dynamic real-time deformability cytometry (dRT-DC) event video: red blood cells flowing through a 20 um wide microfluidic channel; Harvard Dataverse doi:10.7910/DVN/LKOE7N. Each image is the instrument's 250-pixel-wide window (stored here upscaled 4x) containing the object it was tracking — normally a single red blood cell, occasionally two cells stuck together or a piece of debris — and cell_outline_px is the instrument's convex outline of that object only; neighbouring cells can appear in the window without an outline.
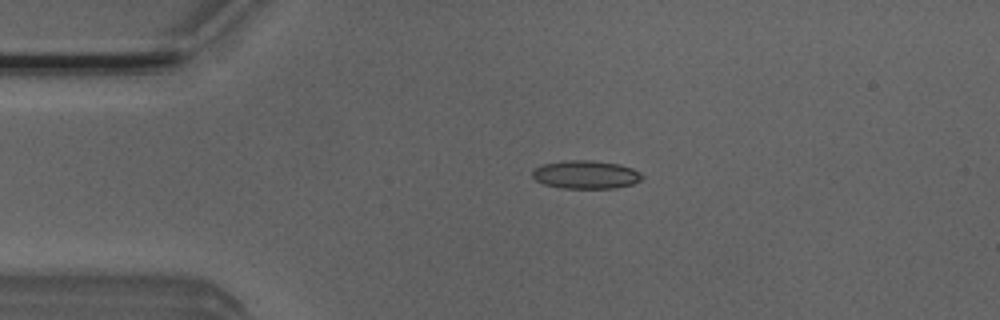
{"species": "Egyptian fruit bat (a non-hibernating species)", "species_latin": "Rousettus aegyptiacus", "temperature_condition": "room temperature", "stored_images_in_passage": 51, "camera_frame_rate_fps": 3000, "um_per_image_px": 0.085, "animal": {"sex": "male"}, "frame": {"image": 1, "passage_image": 10, "time_ms": 3.0, "image_size_px": [1000, 320], "cell_outline_px": [[644, 180], [632, 184], [612, 188], [564, 188], [544, 184], [536, 180], [532, 176], [532, 172], [536, 168], [544, 164], [572, 160], [588, 160], [620, 164], [632, 168], [640, 172], [644, 176]], "centroid_in_image_um": [49.85, 14.85], "position_along_channel_um": 35.1, "area_um2": 17.92}}
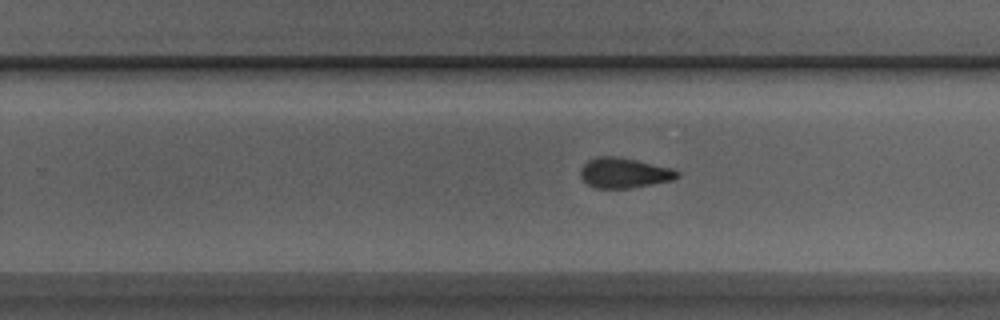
{"frame": {"image": 2, "passage_image": 31, "time_ms": 10.0, "image_size_px": [1000, 320], "cell_outline_px": [[680, 176], [672, 180], [652, 184], [628, 188], [596, 188], [588, 184], [580, 176], [580, 168], [588, 160], [596, 156], [612, 156], [636, 160], [672, 168], [680, 172]], "centroid_in_image_um": [53.04, 14.69], "position_along_channel_um": 276.8, "area_um2": 16.94}}
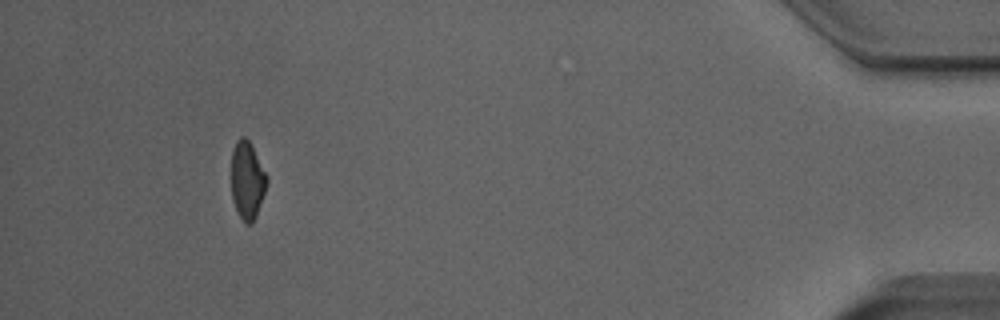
{"frame": {"image": 3, "passage_image": 47, "time_ms": 15.333, "image_size_px": [1000, 320], "cell_outline_px": [[268, 180], [256, 216], [252, 224], [244, 224], [232, 200], [232, 152], [236, 140], [240, 136], [244, 136], [252, 144], [268, 176]], "centroid_in_image_um": [21.02, 15.3], "position_along_channel_um": 414.2, "area_um2": 16.13}, "authors_computed_cell_mechanics": {"area_um2": 17.34, "velocity_mm_per_s": 3.9357, "shape_relaxation_time_tau1_ms": 5.5834, "shape_relaxation_time_tau2_ms": 2.3542, "deformation_change_tau1": 0.1572, "deformation_change_tau2": 0.0966}}